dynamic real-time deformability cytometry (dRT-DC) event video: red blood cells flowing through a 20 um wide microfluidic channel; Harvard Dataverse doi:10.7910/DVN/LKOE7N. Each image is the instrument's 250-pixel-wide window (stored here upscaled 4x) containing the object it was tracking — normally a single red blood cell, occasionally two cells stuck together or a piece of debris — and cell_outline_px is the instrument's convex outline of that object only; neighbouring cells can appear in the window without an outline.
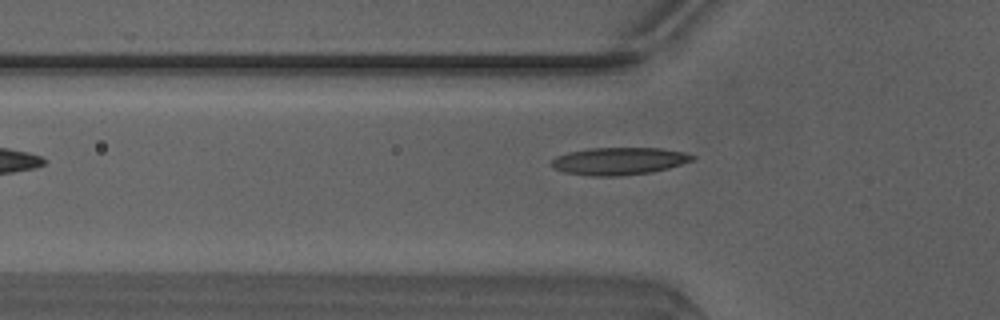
{"species": "Egyptian fruit bat (a non-hibernating species)", "species_latin": "Rousettus aegyptiacus", "temperature_condition": "warm", "stored_images_in_passage": 29, "camera_frame_rate_fps": 3000, "um_per_image_px": 0.085, "animal": {"sex": "male"}, "frame": {"image": 1, "passage_image": 3, "time_ms": 0.667, "image_size_px": [1000, 320], "cell_outline_px": [[696, 156], [692, 160], [668, 168], [652, 172], [620, 176], [592, 176], [564, 172], [552, 168], [552, 160], [556, 156], [568, 152], [588, 148], [660, 148], [684, 152]], "centroid_in_image_um": [52.59, 13.69], "position_along_channel_um": 73.2, "area_um2": 22.48}}
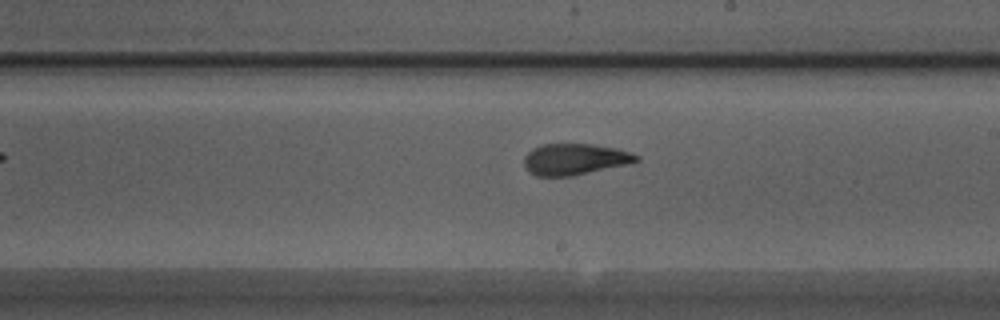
{"frame": {"image": 2, "passage_image": 15, "time_ms": 4.667, "image_size_px": [1000, 320], "cell_outline_px": [[640, 160], [624, 164], [572, 176], [536, 176], [528, 172], [524, 164], [524, 156], [532, 148], [540, 144], [592, 144], [616, 148], [640, 156]], "centroid_in_image_um": [48.79, 13.53], "position_along_channel_um": 240.2, "area_um2": 20.29}}
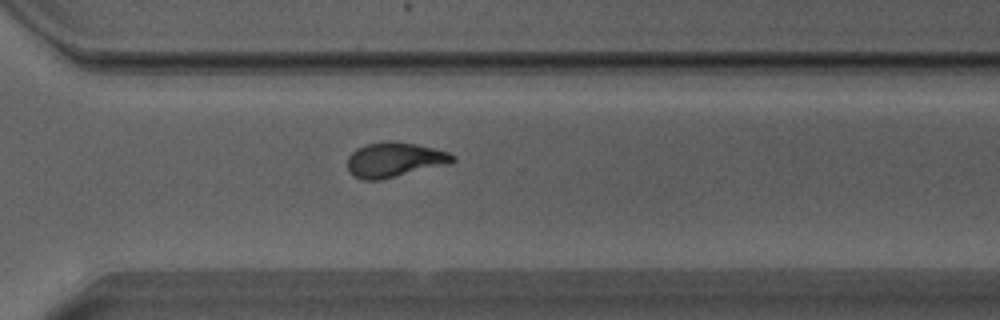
{"frame": {"image": 3, "passage_image": 22, "time_ms": 7.0, "image_size_px": [1000, 320], "cell_outline_px": [[456, 160], [380, 180], [360, 180], [352, 176], [348, 172], [348, 156], [356, 148], [368, 144], [392, 140], [416, 144], [448, 152], [456, 156]], "centroid_in_image_um": [33.43, 13.57], "position_along_channel_um": 337.2, "area_um2": 20.87}}